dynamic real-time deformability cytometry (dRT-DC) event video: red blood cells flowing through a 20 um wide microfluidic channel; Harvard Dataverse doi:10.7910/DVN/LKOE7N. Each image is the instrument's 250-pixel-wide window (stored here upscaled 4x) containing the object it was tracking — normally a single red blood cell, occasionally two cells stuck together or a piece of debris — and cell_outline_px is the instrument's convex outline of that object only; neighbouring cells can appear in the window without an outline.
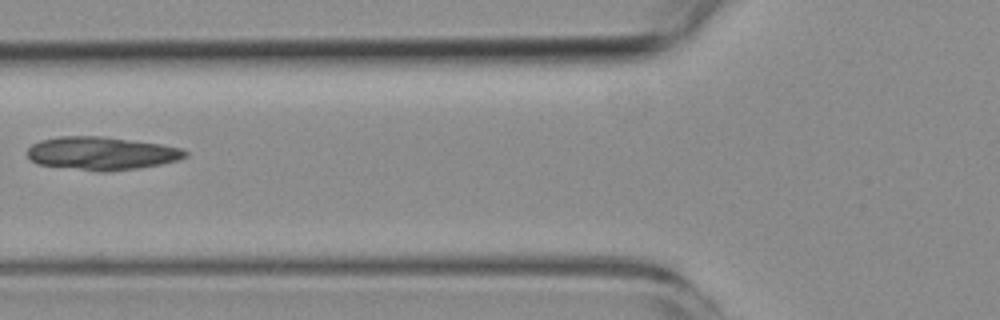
{"species": "common noctule bat (a hibernating species)", "species_latin": "Nyctalus noctula", "temperature_condition": "room temperature", "stored_images_in_passage": 7, "camera_frame_rate_fps": 3000, "um_per_image_px": 0.085, "animal": {"sex": "female", "body_mass_g": 19.3, "forearm_length_mm": 54.1}, "frame": {"image": 1, "passage_image": 6, "time_ms": 5.667, "image_size_px": [1000, 320], "cell_outline_px": [[188, 156], [176, 160], [160, 164], [140, 168], [108, 172], [96, 172], [36, 164], [28, 160], [28, 148], [32, 144], [40, 140], [60, 136], [100, 136], [160, 144], [184, 148], [188, 152]], "centroid_in_image_um": [8.61, 13.05], "position_along_channel_um": 117.2, "area_um2": 30.81}}
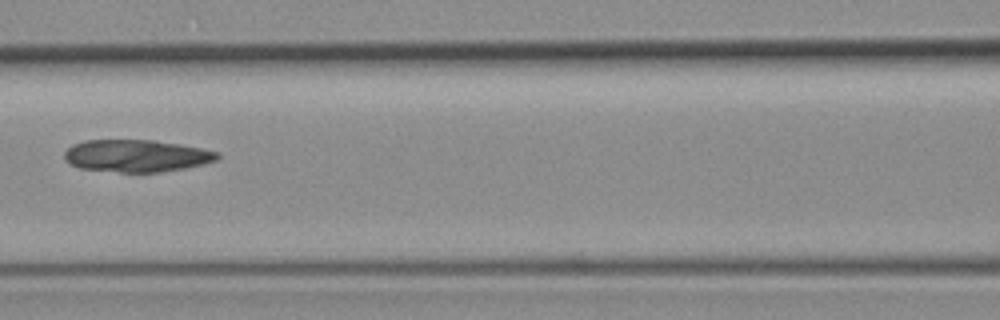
{"frame": {"image": 2, "passage_image": 7, "time_ms": 6.667, "image_size_px": [1000, 320], "cell_outline_px": [[220, 156], [216, 160], [184, 168], [160, 172], [120, 172], [80, 168], [72, 164], [64, 156], [64, 152], [72, 144], [84, 140], [152, 140], [180, 144], [200, 148], [216, 152]], "centroid_in_image_um": [11.57, 13.23], "position_along_channel_um": 155.0, "area_um2": 28.38}}